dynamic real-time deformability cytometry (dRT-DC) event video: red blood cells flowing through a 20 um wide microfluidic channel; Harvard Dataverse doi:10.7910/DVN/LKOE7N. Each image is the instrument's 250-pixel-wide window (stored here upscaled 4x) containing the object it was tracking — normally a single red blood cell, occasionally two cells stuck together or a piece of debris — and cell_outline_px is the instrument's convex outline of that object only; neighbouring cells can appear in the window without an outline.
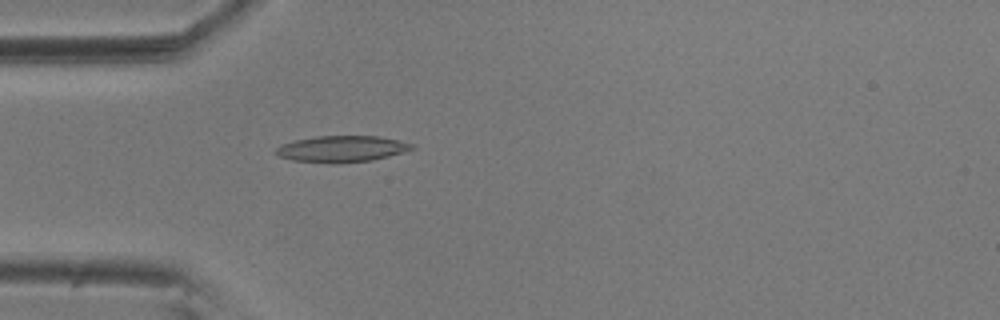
{"species": "common noctule bat (a hibernating species)", "species_latin": "Nyctalus noctula", "temperature_condition": "room temperature", "stored_images_in_passage": 55, "camera_frame_rate_fps": 3000, "um_per_image_px": 0.085, "animal": {"sex": "male", "body_mass_g": 20.5, "forearm_length_mm": 52.5}, "frame": {"image": 1, "passage_image": 16, "time_ms": 5.0, "image_size_px": [1000, 320], "cell_outline_px": [[416, 148], [404, 152], [372, 160], [340, 164], [332, 164], [292, 160], [280, 156], [272, 152], [280, 144], [296, 140], [316, 136], [380, 136], [400, 140], [416, 144]], "centroid_in_image_um": [29.07, 12.66], "position_along_channel_um": 55.9, "area_um2": 21.27}}
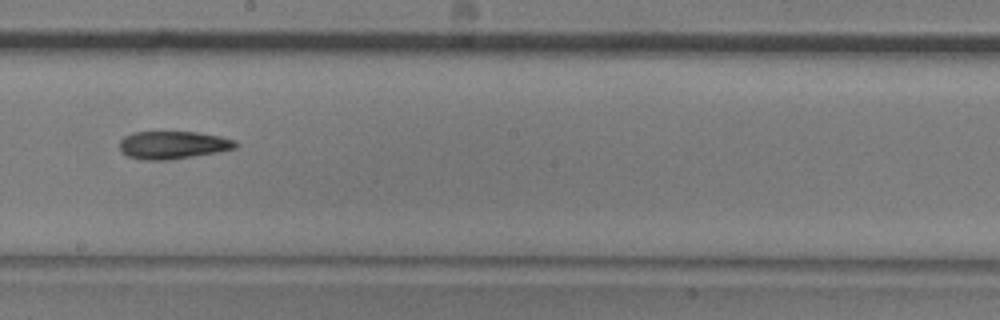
{"frame": {"image": 2, "passage_image": 31, "time_ms": 10.0, "image_size_px": [1000, 320], "cell_outline_px": [[240, 144], [236, 148], [220, 152], [168, 160], [140, 160], [128, 156], [120, 152], [120, 140], [124, 136], [132, 132], [200, 132], [220, 136], [236, 140]], "centroid_in_image_um": [14.72, 12.33], "position_along_channel_um": 233.5, "area_um2": 19.13}}
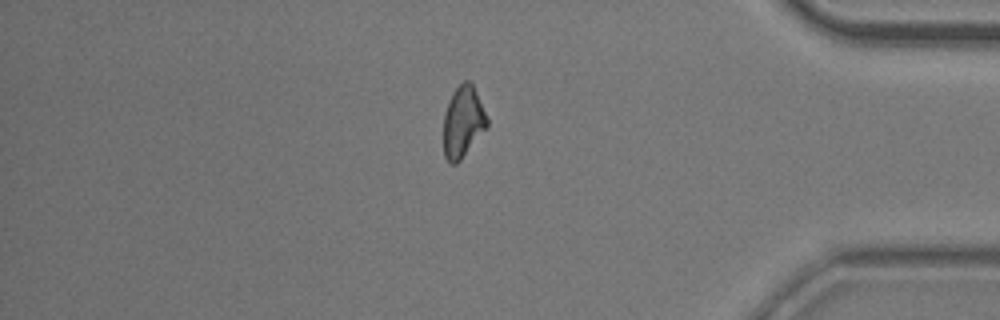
{"frame": {"image": 3, "passage_image": 47, "time_ms": 15.333, "image_size_px": [1000, 320], "cell_outline_px": [[488, 124], [460, 160], [456, 164], [448, 164], [444, 156], [444, 116], [448, 100], [452, 92], [464, 80], [468, 80], [472, 84], [488, 120]], "centroid_in_image_um": [39.31, 10.36], "position_along_channel_um": 395.9, "area_um2": 17.69}, "authors_computed_cell_mechanics": {"area_um2": 19.1318, "velocity_mm_per_s": 3.6207, "shape_relaxation_time_tau1_ms": null, "shape_relaxation_time_tau2_ms": 7.1699, "deformation_change_tau1": null, "deformation_change_tau2": 0.1682}}